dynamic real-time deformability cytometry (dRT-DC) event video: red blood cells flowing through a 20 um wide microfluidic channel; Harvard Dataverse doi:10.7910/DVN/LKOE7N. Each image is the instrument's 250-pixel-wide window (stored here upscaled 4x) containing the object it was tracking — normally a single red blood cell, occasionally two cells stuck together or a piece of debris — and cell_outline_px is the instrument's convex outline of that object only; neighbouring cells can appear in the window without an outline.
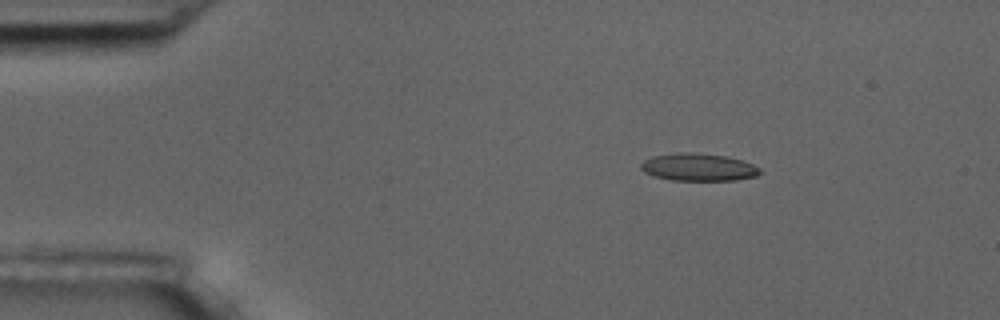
{"species": "common noctule bat (a hibernating species)", "species_latin": "Nyctalus noctula", "temperature_condition": "room temperature", "stored_images_in_passage": 6, "camera_frame_rate_fps": 3000, "um_per_image_px": 0.085, "animal": {"sex": "male", "body_mass_g": 17.5, "forearm_length_mm": 52.3}, "frame": {"image": 1, "passage_image": 3, "time_ms": 2.333, "image_size_px": [1000, 320], "cell_outline_px": [[760, 172], [756, 176], [736, 180], [672, 180], [652, 176], [644, 172], [640, 168], [640, 164], [644, 160], [652, 156], [676, 152], [696, 152], [724, 156], [740, 160], [752, 164], [760, 168]], "centroid_in_image_um": [59.31, 14.2], "position_along_channel_um": 25.7, "area_um2": 19.13}}
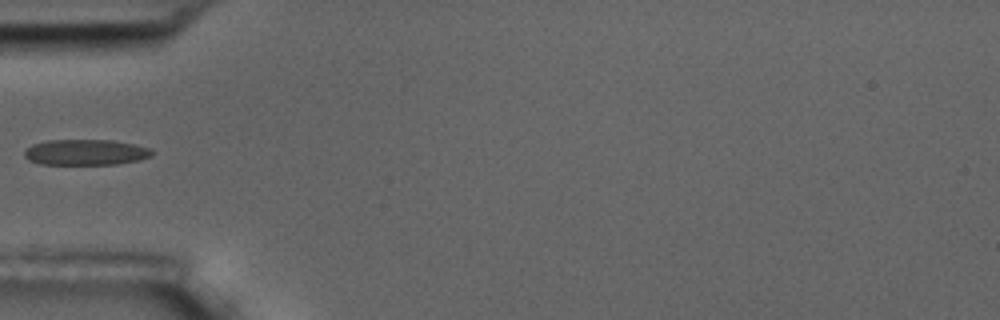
{"frame": {"image": 2, "passage_image": 5, "time_ms": 5.667, "image_size_px": [1000, 320], "cell_outline_px": [[152, 156], [140, 160], [116, 164], [40, 164], [28, 160], [24, 156], [24, 152], [32, 144], [48, 140], [112, 140], [132, 144], [148, 148], [152, 152]], "centroid_in_image_um": [7.25, 12.94], "position_along_channel_um": 77.7, "area_um2": 19.02}}